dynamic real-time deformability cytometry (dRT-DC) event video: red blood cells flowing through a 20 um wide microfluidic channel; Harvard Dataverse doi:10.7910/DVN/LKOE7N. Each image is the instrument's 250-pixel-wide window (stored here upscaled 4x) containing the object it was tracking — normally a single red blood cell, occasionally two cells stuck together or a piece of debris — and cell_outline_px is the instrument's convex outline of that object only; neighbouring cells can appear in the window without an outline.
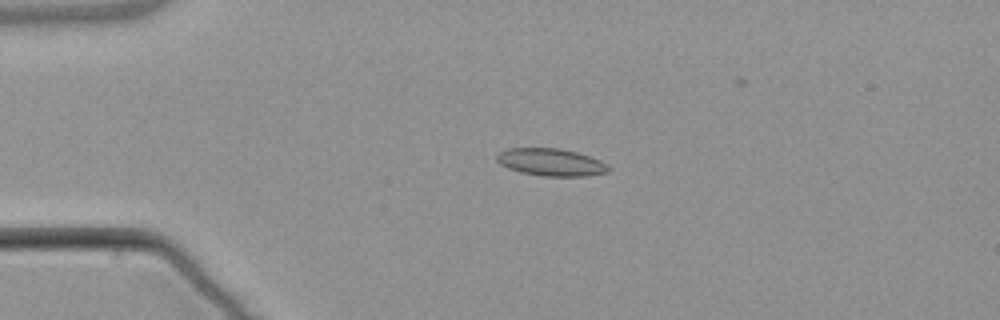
{"species": "common noctule bat (a hibernating species)", "species_latin": "Nyctalus noctula", "temperature_condition": "warm", "stored_images_in_passage": 4, "camera_frame_rate_fps": 3000, "um_per_image_px": 0.085, "animal": {"sex": "male", "body_mass_g": 21.5, "forearm_length_mm": 52.0}, "frame": {"image": 1, "passage_image": 3, "time_ms": 3.333, "image_size_px": [1000, 320], "cell_outline_px": [[612, 168], [608, 172], [584, 176], [544, 176], [520, 172], [508, 168], [500, 164], [496, 160], [496, 156], [500, 152], [508, 148], [560, 148], [576, 152], [600, 160], [608, 164]], "centroid_in_image_um": [46.84, 13.79], "position_along_channel_um": 38.2, "area_um2": 17.86}}